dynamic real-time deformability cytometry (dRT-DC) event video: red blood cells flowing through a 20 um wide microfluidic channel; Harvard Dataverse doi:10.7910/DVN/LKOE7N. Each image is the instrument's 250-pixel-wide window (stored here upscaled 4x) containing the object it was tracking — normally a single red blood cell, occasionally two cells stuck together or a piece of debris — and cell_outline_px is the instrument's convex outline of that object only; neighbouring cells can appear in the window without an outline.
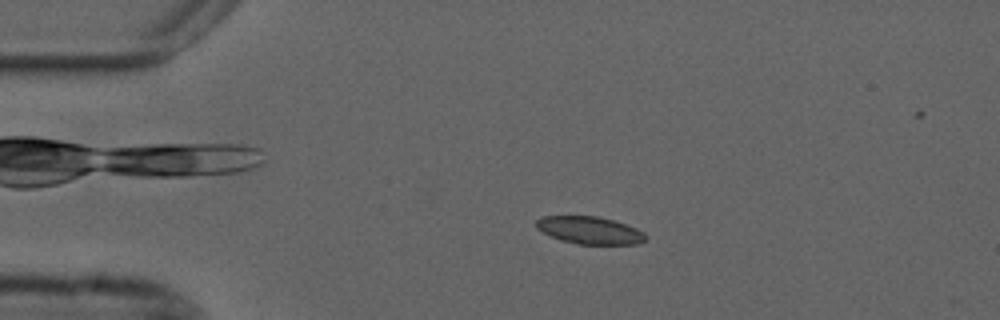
{"species": "common noctule bat (a hibernating species)", "species_latin": "Nyctalus noctula", "temperature_condition": "cold", "stored_images_in_passage": 45, "camera_frame_rate_fps": 3000, "um_per_image_px": 0.085, "animal": {"sex": "male", "forearm_length_mm": 52.5}, "frame": {"image": 1, "passage_image": 1, "time_ms": 0.0, "image_size_px": [1000, 320], "cell_outline_px": [[648, 236], [644, 240], [636, 244], [580, 244], [560, 240], [536, 228], [536, 220], [540, 216], [596, 216], [612, 220], [636, 228], [644, 232]], "centroid_in_image_um": [50.11, 19.57], "position_along_channel_um": 34.9, "area_um2": 17.34}}
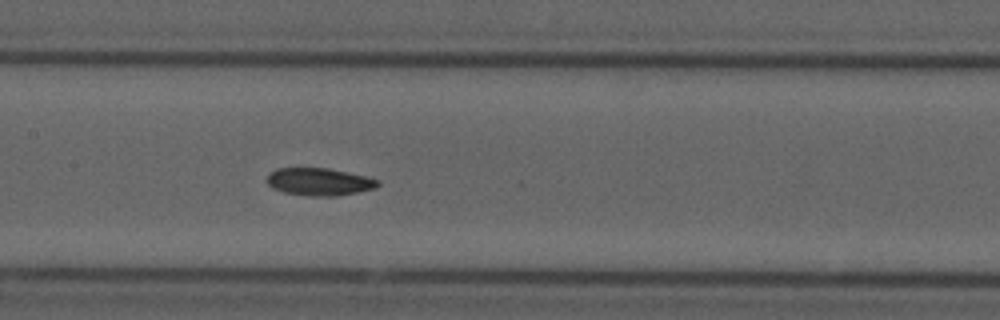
{"frame": {"image": 2, "passage_image": 16, "time_ms": 5.0, "image_size_px": [1000, 320], "cell_outline_px": [[380, 184], [376, 188], [336, 196], [308, 196], [284, 192], [272, 188], [268, 184], [268, 176], [276, 168], [328, 168], [364, 176], [380, 180]], "centroid_in_image_um": [27.14, 15.45], "position_along_channel_um": 180.3, "area_um2": 17.63}}
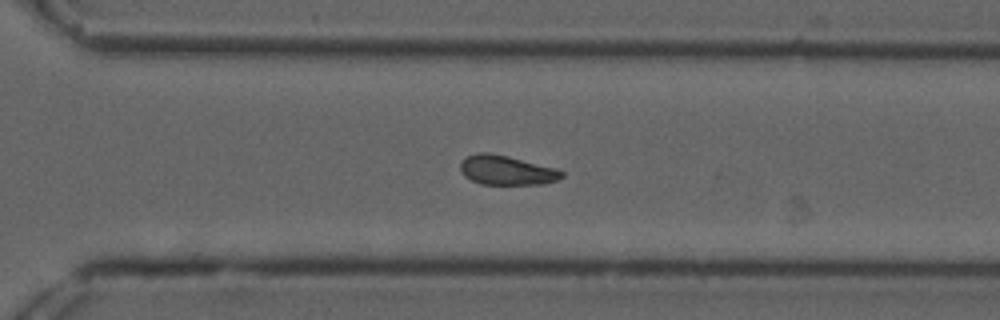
{"frame": {"image": 3, "passage_image": 28, "time_ms": 9.0, "image_size_px": [1000, 320], "cell_outline_px": [[564, 176], [556, 180], [544, 184], [480, 184], [464, 176], [460, 172], [460, 164], [468, 156], [480, 152], [488, 152], [508, 156], [556, 168], [564, 172]], "centroid_in_image_um": [43.06, 14.47], "position_along_channel_um": 327.5, "area_um2": 17.34}, "authors_computed_cell_mechanics": {"area_um2": 17.7446, "velocity_mm_per_s": 3.6931, "shape_relaxation_time_tau1_ms": 10.1335, "shape_relaxation_time_tau2_ms": 2.9301, "deformation_change_tau1": 0.1722, "deformation_change_tau2": 0.0701}}